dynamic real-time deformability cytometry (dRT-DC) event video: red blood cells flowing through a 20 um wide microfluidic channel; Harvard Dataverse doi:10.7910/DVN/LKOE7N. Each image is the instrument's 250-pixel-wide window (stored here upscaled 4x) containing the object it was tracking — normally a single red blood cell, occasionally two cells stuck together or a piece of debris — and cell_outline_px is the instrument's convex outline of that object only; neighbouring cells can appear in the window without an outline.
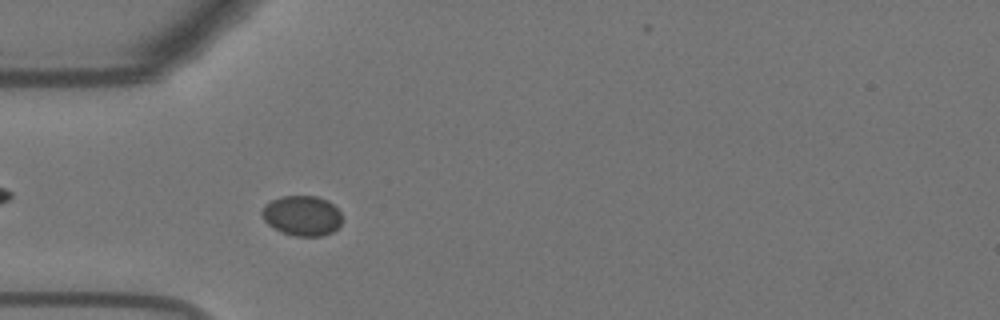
{"species": "Egyptian fruit bat (a non-hibernating species)", "species_latin": "Rousettus aegyptiacus", "temperature_condition": "warm", "stored_images_in_passage": 43, "camera_frame_rate_fps": 3000, "um_per_image_px": 0.085, "animal": {"sex": "female"}, "frame": {"image": 1, "passage_image": 11, "time_ms": 3.333, "image_size_px": [1000, 320], "cell_outline_px": [[340, 224], [332, 232], [324, 236], [296, 236], [280, 232], [268, 224], [264, 220], [260, 212], [264, 204], [280, 196], [316, 196], [328, 200], [340, 212]], "centroid_in_image_um": [25.64, 18.33], "position_along_channel_um": 59.4, "area_um2": 18.79}}
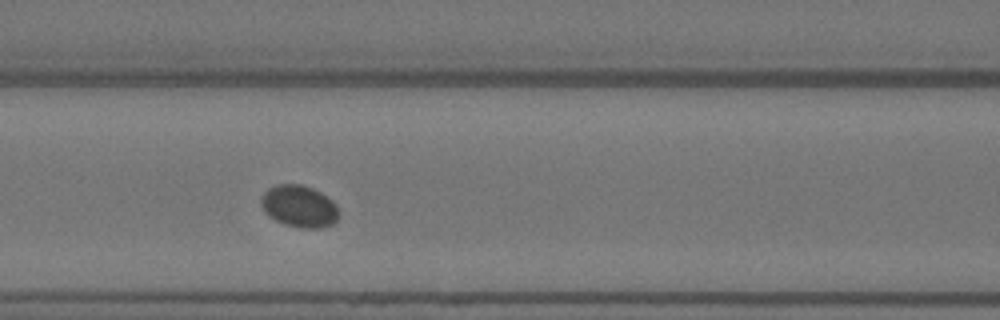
{"frame": {"image": 2, "passage_image": 18, "time_ms": 5.667, "image_size_px": [1000, 320], "cell_outline_px": [[340, 216], [332, 224], [320, 228], [300, 228], [284, 224], [268, 216], [264, 212], [260, 204], [260, 196], [268, 188], [276, 184], [300, 184], [312, 188], [320, 192], [332, 200], [336, 204], [340, 212]], "centroid_in_image_um": [25.42, 17.53], "position_along_channel_um": 141.2, "area_um2": 19.31}}
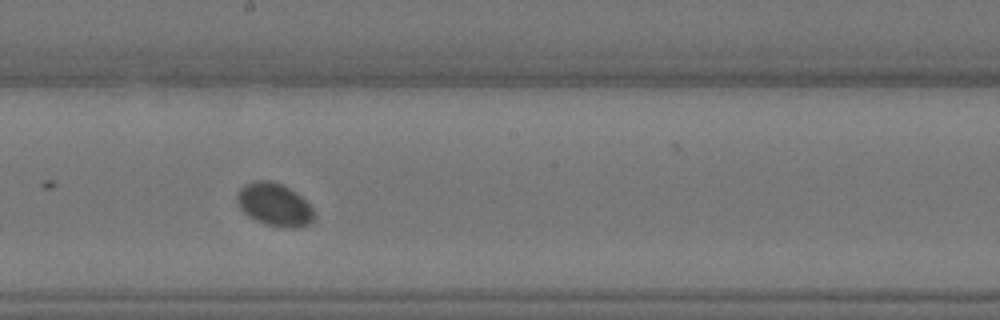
{"frame": {"image": 3, "passage_image": 25, "time_ms": 8.0, "image_size_px": [1000, 320], "cell_outline_px": [[312, 224], [296, 228], [284, 228], [264, 224], [248, 216], [240, 208], [236, 200], [236, 196], [240, 188], [244, 184], [256, 180], [272, 180], [284, 184], [296, 192], [312, 208]], "centroid_in_image_um": [23.3, 17.38], "position_along_channel_um": 224.9, "area_um2": 19.42}}